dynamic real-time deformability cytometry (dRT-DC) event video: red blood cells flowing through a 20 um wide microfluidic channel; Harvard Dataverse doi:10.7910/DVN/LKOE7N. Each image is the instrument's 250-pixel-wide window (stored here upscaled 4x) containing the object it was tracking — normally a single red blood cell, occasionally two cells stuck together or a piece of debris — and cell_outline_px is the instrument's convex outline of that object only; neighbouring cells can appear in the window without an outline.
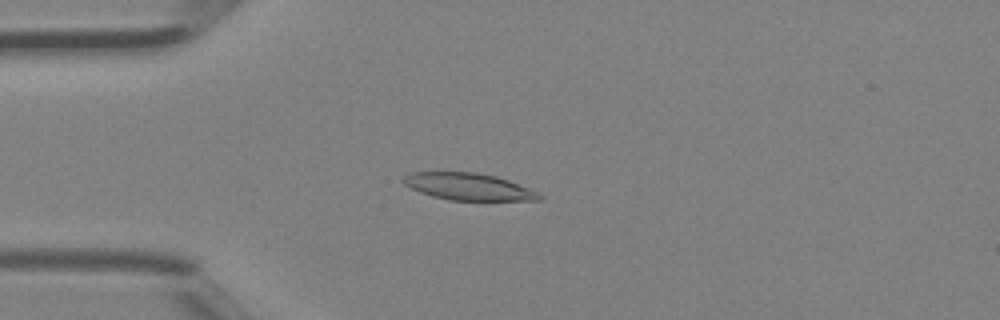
{"species": "Egyptian fruit bat (a non-hibernating species)", "species_latin": "Rousettus aegyptiacus", "temperature_condition": "room temperature", "stored_images_in_passage": 46, "camera_frame_rate_fps": 3000, "um_per_image_px": 0.085, "animal": {"sex": "female"}, "frame": {"image": 1, "passage_image": 12, "time_ms": 3.667, "image_size_px": [1000, 320], "cell_outline_px": [[544, 196], [540, 200], [448, 200], [432, 196], [420, 192], [404, 184], [400, 180], [404, 176], [412, 172], [476, 172], [496, 176], [508, 180], [540, 192]], "centroid_in_image_um": [39.83, 15.86], "position_along_channel_um": 45.2, "area_um2": 21.44}}
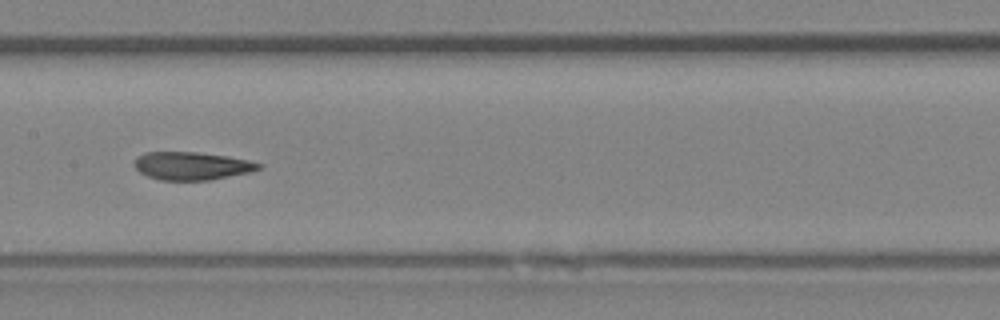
{"frame": {"image": 2, "passage_image": 23, "time_ms": 7.333, "image_size_px": [1000, 320], "cell_outline_px": [[264, 164], [260, 168], [252, 172], [208, 180], [160, 180], [148, 176], [140, 172], [132, 164], [136, 156], [144, 152], [196, 152], [228, 156], [248, 160]], "centroid_in_image_um": [16.29, 14.09], "position_along_channel_um": 191.1, "area_um2": 20.4}}
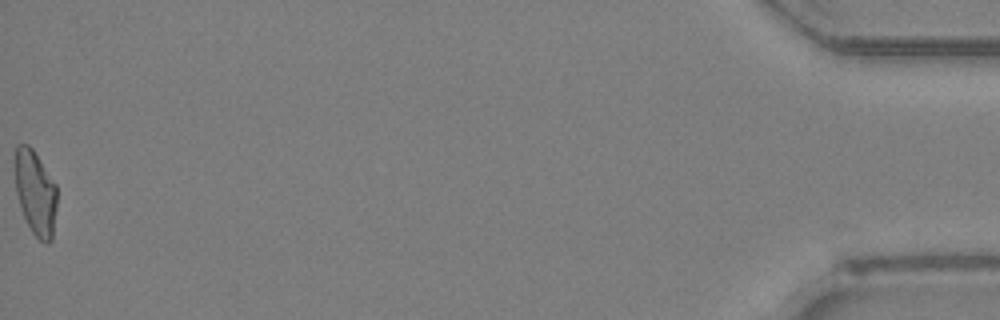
{"frame": {"image": 3, "passage_image": 46, "time_ms": 15.0, "image_size_px": [1000, 320], "cell_outline_px": [[56, 208], [52, 240], [48, 244], [44, 244], [32, 232], [24, 216], [16, 192], [16, 144], [28, 144], [32, 148], [56, 184]], "centroid_in_image_um": [3.03, 16.41], "position_along_channel_um": 432.2, "area_um2": 20.4}, "authors_computed_cell_mechanics": {"area_um2": 21.0681, "velocity_mm_per_s": 4.4895, "shape_relaxation_time_tau1_ms": null, "shape_relaxation_time_tau2_ms": 2.2951, "deformation_change_tau1": null, "deformation_change_tau2": 0.1063}}